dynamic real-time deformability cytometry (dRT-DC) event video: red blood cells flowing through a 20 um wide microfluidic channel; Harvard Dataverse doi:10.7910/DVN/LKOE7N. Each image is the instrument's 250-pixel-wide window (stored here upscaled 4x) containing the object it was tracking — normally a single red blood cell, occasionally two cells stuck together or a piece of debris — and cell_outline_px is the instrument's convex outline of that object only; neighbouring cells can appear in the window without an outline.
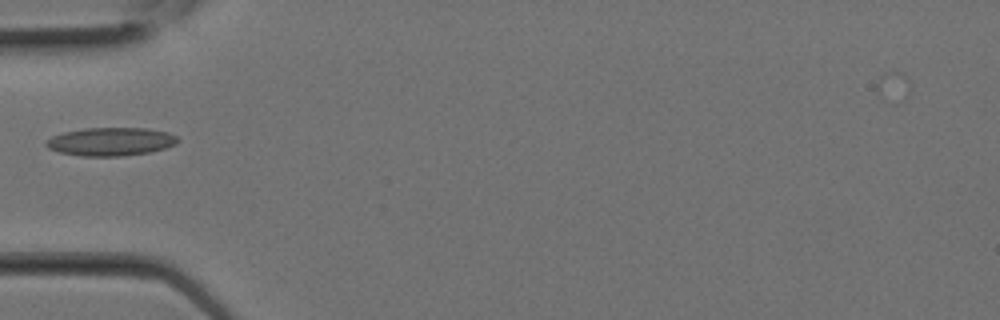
{"species": "Egyptian fruit bat (a non-hibernating species)", "species_latin": "Rousettus aegyptiacus", "temperature_condition": "room temperature", "stored_images_in_passage": 17, "camera_frame_rate_fps": 3000, "um_per_image_px": 0.085, "animal": {"sex": "female"}, "frame": {"image": 1, "passage_image": 1, "time_ms": 0.0, "image_size_px": [1000, 320], "cell_outline_px": [[180, 140], [176, 144], [164, 148], [148, 152], [120, 156], [80, 156], [60, 152], [48, 148], [44, 144], [44, 140], [52, 136], [64, 132], [84, 128], [148, 128], [168, 132], [176, 136]], "centroid_in_image_um": [9.39, 12.03], "position_along_channel_um": 75.6, "area_um2": 21.73}}
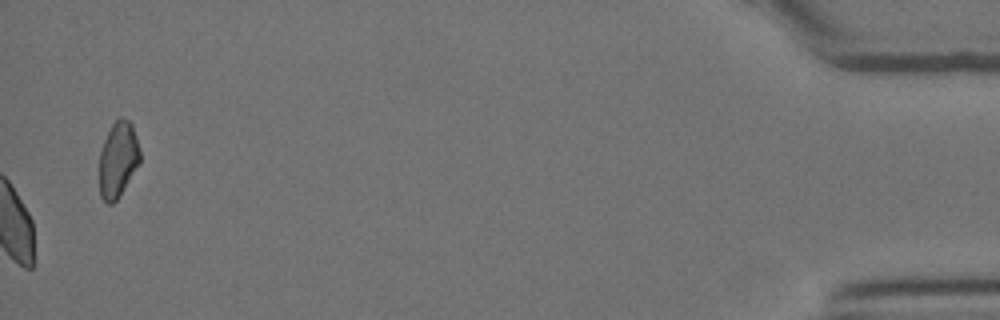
{"frame": {"image": 2, "passage_image": 17, "time_ms": 5.333, "image_size_px": [1000, 320], "cell_outline_px": [[140, 164], [116, 200], [112, 204], [108, 204], [100, 196], [100, 152], [104, 140], [112, 124], [120, 116], [128, 120], [132, 124], [140, 148]], "centroid_in_image_um": [10.05, 13.55], "position_along_channel_um": 425.2, "area_um2": 17.86}}